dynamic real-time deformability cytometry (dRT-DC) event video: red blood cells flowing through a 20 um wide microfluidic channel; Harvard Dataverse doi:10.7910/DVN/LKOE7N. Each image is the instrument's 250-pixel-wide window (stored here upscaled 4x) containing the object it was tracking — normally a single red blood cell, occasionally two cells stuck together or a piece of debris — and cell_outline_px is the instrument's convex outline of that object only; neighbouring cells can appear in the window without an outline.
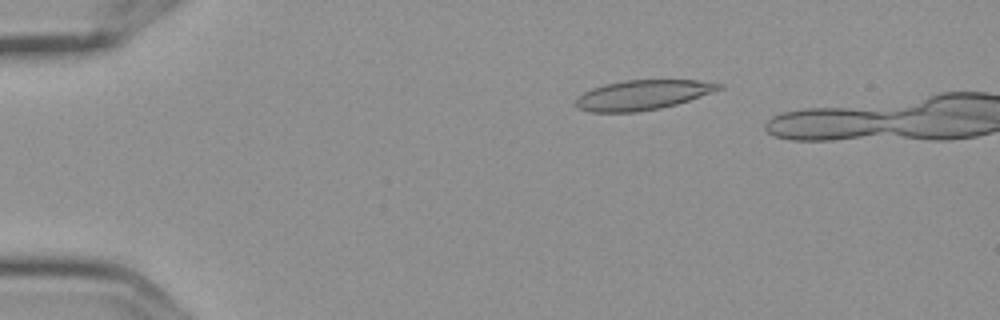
{"species": "Egyptian fruit bat (a non-hibernating species)", "species_latin": "Rousettus aegyptiacus", "temperature_condition": "cold", "stored_images_in_passage": 6, "camera_frame_rate_fps": 3000, "um_per_image_px": 0.085, "frame": {"image": 1, "passage_image": 3, "time_ms": 0.667, "image_size_px": [1000, 320], "cell_outline_px": [[724, 88], [676, 104], [660, 108], [636, 112], [592, 112], [580, 108], [576, 104], [576, 100], [584, 92], [592, 88], [604, 84], [624, 80], [696, 80], [724, 84]], "centroid_in_image_um": [54.64, 8.06], "position_along_channel_um": 30.4, "area_um2": 24.57}}